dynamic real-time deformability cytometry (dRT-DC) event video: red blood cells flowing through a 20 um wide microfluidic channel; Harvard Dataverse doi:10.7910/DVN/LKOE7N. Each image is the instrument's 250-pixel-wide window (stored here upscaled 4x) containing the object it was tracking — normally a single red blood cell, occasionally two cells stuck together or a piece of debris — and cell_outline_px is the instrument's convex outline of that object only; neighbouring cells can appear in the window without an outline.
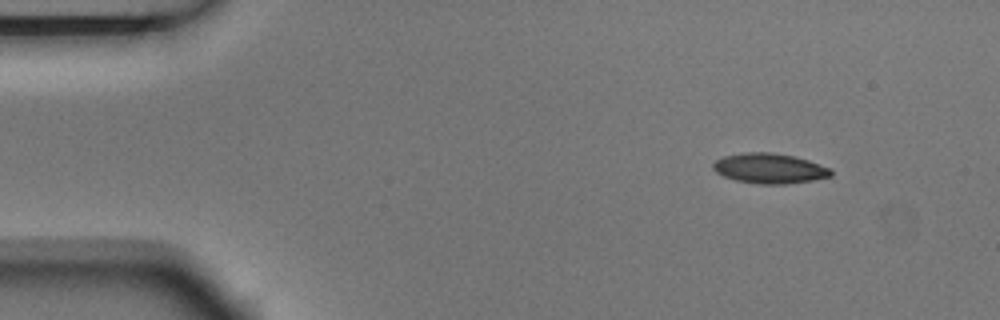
{"species": "Egyptian fruit bat (a non-hibernating species)", "species_latin": "Rousettus aegyptiacus", "temperature_condition": "room temperature", "stored_images_in_passage": 3, "camera_frame_rate_fps": 3000, "um_per_image_px": 0.085, "animal": {"sex": "male"}, "frame": {"image": 1, "passage_image": 1, "time_ms": 0.0, "image_size_px": [1000, 320], "cell_outline_px": [[832, 176], [812, 180], [784, 184], [760, 184], [736, 180], [724, 176], [716, 172], [712, 168], [712, 164], [716, 160], [724, 156], [744, 152], [772, 152], [796, 156], [808, 160], [828, 168], [832, 172]], "centroid_in_image_um": [65.38, 14.3], "position_along_channel_um": 19.6, "area_um2": 20.58}}